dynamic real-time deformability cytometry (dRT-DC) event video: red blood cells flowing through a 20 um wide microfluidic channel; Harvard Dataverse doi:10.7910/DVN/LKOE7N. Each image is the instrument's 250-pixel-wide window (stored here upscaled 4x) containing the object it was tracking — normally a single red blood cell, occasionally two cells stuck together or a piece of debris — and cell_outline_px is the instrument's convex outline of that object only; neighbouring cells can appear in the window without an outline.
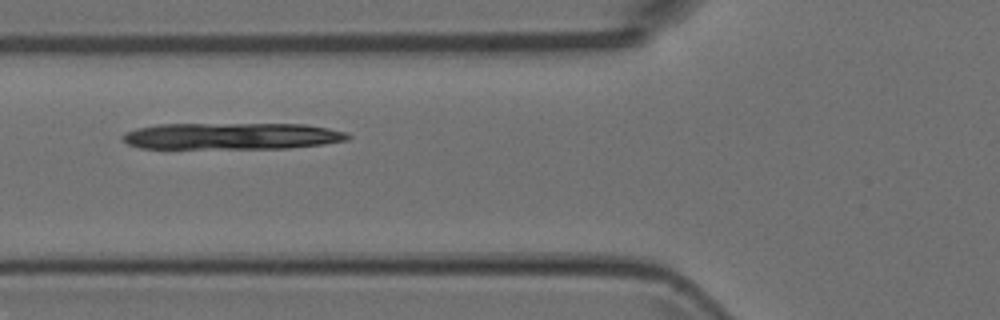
{"species": "Egyptian fruit bat (a non-hibernating species)", "species_latin": "Rousettus aegyptiacus", "temperature_condition": "room temperature", "stored_images_in_passage": 4, "camera_frame_rate_fps": 3000, "um_per_image_px": 0.085, "animal": {"sex": "female"}, "frame": {"image": 1, "passage_image": 4, "time_ms": 1.0, "image_size_px": [1000, 320], "cell_outline_px": [[352, 136], [348, 140], [324, 144], [288, 148], [140, 148], [128, 144], [120, 136], [124, 132], [136, 128], [156, 124], [304, 124], [328, 128], [348, 132]], "centroid_in_image_um": [19.71, 11.56], "position_along_channel_um": 106.1, "area_um2": 35.14}}